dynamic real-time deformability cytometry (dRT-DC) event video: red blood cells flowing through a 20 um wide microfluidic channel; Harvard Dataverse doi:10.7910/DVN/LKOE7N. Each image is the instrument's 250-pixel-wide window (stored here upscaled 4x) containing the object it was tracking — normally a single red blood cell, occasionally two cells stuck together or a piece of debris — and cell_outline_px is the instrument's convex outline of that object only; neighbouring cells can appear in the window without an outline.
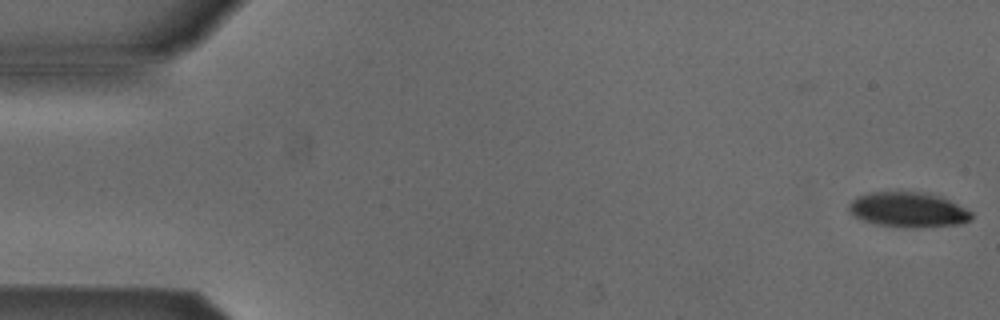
{"species": "Egyptian fruit bat (a non-hibernating species)", "species_latin": "Rousettus aegyptiacus", "temperature_condition": "cold", "stored_images_in_passage": 6, "camera_frame_rate_fps": 3000, "um_per_image_px": 0.085, "animal": {"sex": "male"}, "frame": {"image": 1, "passage_image": 1, "time_ms": 0.0, "image_size_px": [1000, 320], "cell_outline_px": [[972, 220], [960, 224], [920, 228], [904, 228], [872, 224], [852, 216], [848, 208], [848, 204], [856, 196], [868, 192], [928, 192], [940, 196], [972, 212]], "centroid_in_image_um": [77.15, 17.84], "position_along_channel_um": 7.8, "area_um2": 25.49}}
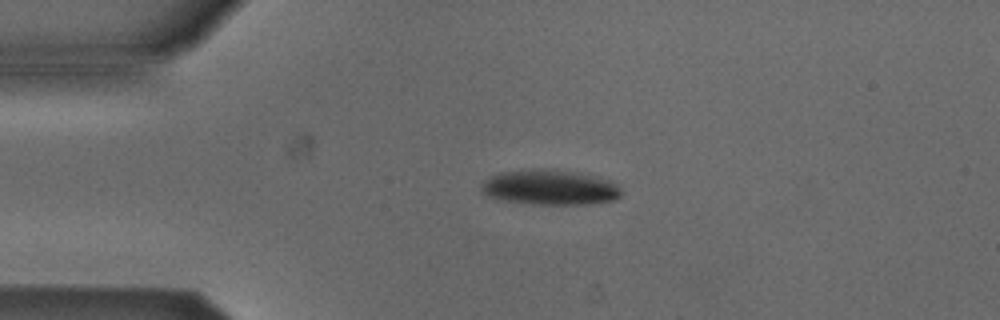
{"frame": {"image": 2, "passage_image": 4, "time_ms": 1.0, "image_size_px": [1000, 320], "cell_outline_px": [[620, 196], [616, 200], [588, 204], [532, 204], [496, 200], [480, 192], [480, 184], [488, 176], [500, 172], [572, 172], [596, 176], [612, 180], [620, 188]], "centroid_in_image_um": [46.72, 15.99], "position_along_channel_um": 38.3, "area_um2": 27.98}}
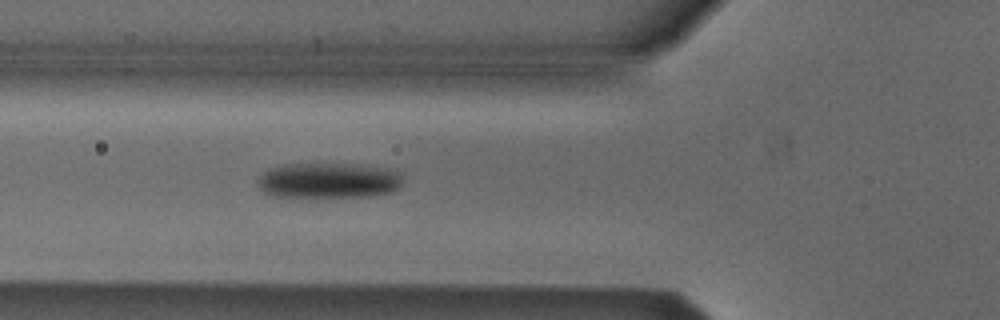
{"frame": {"image": 3, "passage_image": 6, "time_ms": 1.667, "image_size_px": [1000, 320], "cell_outline_px": [[404, 172], [400, 188], [392, 192], [368, 196], [272, 196], [264, 192], [256, 184], [256, 180], [264, 172], [272, 168], [284, 164], [352, 164], [392, 168]], "centroid_in_image_um": [28.0, 15.33], "position_along_channel_um": 97.8, "area_um2": 30.17}}